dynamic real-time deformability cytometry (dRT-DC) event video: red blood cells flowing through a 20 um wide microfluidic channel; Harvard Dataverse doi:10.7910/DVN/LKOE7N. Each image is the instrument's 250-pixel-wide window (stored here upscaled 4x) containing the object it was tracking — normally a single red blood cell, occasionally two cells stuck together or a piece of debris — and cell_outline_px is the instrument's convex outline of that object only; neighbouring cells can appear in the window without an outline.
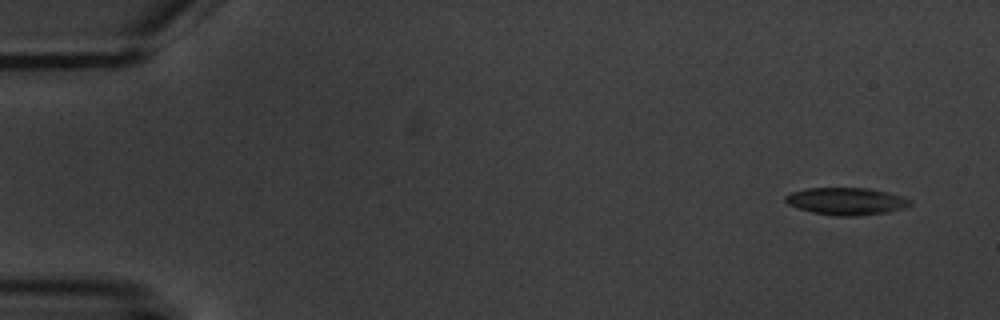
{"species": "common noctule bat (a hibernating species)", "species_latin": "Nyctalus noctula", "temperature_condition": "warm", "stored_images_in_passage": 5, "camera_frame_rate_fps": 3000, "um_per_image_px": 0.085, "animal": {"sex": "male", "body_mass_g": 20.1, "forearm_length_mm": 53.5}, "frame": {"image": 1, "passage_image": 1, "time_ms": 0.0, "image_size_px": [1000, 320], "cell_outline_px": [[912, 204], [904, 208], [888, 212], [856, 216], [836, 216], [812, 212], [796, 208], [788, 204], [784, 200], [784, 196], [792, 192], [808, 188], [868, 188], [900, 196], [912, 200]], "centroid_in_image_um": [71.91, 17.11], "position_along_channel_um": 13.1, "area_um2": 19.77}}